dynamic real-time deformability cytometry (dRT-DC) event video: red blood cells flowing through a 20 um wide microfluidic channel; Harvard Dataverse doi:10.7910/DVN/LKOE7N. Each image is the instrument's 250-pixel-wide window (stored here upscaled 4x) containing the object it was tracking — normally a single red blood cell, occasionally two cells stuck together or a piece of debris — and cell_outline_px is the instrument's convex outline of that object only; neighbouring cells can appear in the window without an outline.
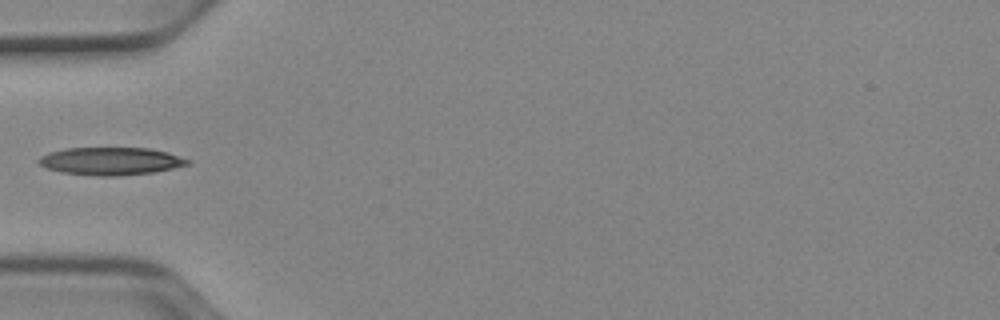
{"species": "Egyptian fruit bat (a non-hibernating species)", "species_latin": "Rousettus aegyptiacus", "temperature_condition": "cold", "stored_images_in_passage": 35, "camera_frame_rate_fps": 3000, "um_per_image_px": 0.085, "animal": {"sex": "female"}, "frame": {"image": 1, "passage_image": 1, "time_ms": 0.0, "image_size_px": [1000, 320], "cell_outline_px": [[192, 164], [152, 172], [120, 176], [96, 176], [60, 172], [44, 168], [36, 160], [40, 156], [48, 152], [64, 148], [148, 148], [168, 152], [192, 160]], "centroid_in_image_um": [9.39, 13.7], "position_along_channel_um": 75.6, "area_um2": 24.33}}
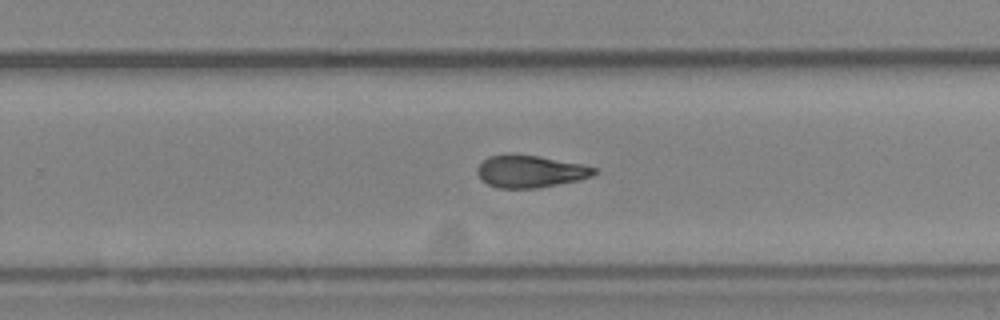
{"frame": {"image": 2, "passage_image": 17, "time_ms": 5.333, "image_size_px": [1000, 320], "cell_outline_px": [[600, 172], [592, 176], [580, 180], [536, 188], [496, 188], [488, 184], [476, 172], [476, 168], [488, 156], [540, 156], [584, 164], [600, 168]], "centroid_in_image_um": [45.18, 14.59], "position_along_channel_um": 284.6, "area_um2": 21.79}}
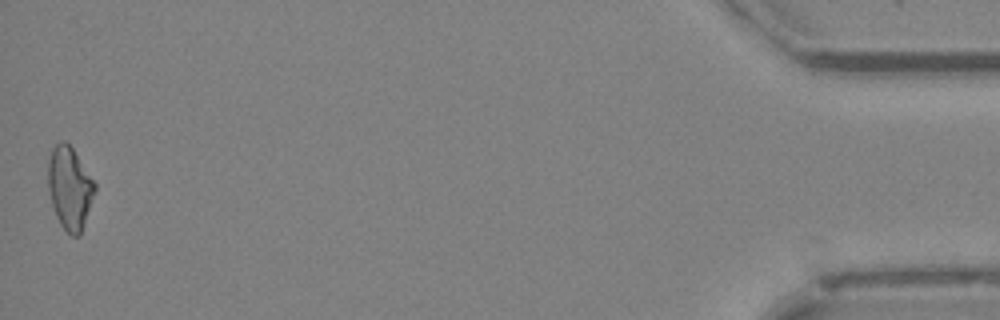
{"frame": {"image": 3, "passage_image": 35, "time_ms": 11.333, "image_size_px": [1000, 320], "cell_outline_px": [[96, 192], [80, 236], [72, 236], [60, 224], [56, 216], [52, 204], [48, 188], [48, 160], [52, 148], [60, 140], [64, 140], [72, 148], [96, 184]], "centroid_in_image_um": [5.93, 15.99], "position_along_channel_um": 429.3, "area_um2": 22.48}}